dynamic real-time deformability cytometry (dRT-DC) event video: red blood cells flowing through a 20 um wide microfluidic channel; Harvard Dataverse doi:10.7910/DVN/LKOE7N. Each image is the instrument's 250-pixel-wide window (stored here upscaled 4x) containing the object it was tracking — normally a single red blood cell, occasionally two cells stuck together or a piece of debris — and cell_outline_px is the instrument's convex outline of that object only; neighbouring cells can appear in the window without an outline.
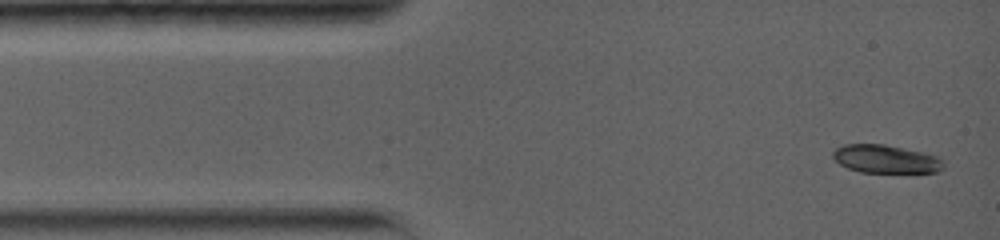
{"species": "common noctule bat (a hibernating species)", "species_latin": "Nyctalus noctula", "temperature_condition": "warm", "stored_images_in_passage": 17, "camera_frame_rate_fps": 5000, "um_per_image_px": 0.085, "animal": {"sex": "female", "body_mass_g": 19.0, "forearm_length_mm": 56.7}, "frame": {"image": 1, "passage_image": 1, "time_ms": 0.0, "image_size_px": [1000, 240], "cell_outline_px": [[944, 168], [936, 172], [860, 172], [848, 168], [840, 164], [832, 156], [832, 152], [836, 148], [844, 144], [884, 144], [924, 152], [936, 156], [944, 160]], "centroid_in_image_um": [75.3, 13.51], "position_along_channel_um": 9.7, "area_um2": 18.21}}
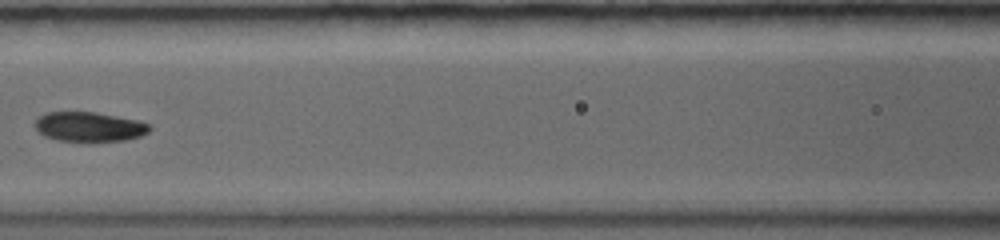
{"frame": {"image": 2, "passage_image": 8, "time_ms": 5.6, "image_size_px": [1000, 240], "cell_outline_px": [[152, 128], [148, 132], [140, 136], [124, 140], [56, 140], [44, 136], [36, 132], [32, 124], [40, 116], [48, 112], [96, 112], [140, 120], [152, 124]], "centroid_in_image_um": [7.58, 10.75], "position_along_channel_um": 159.0, "area_um2": 19.83}}
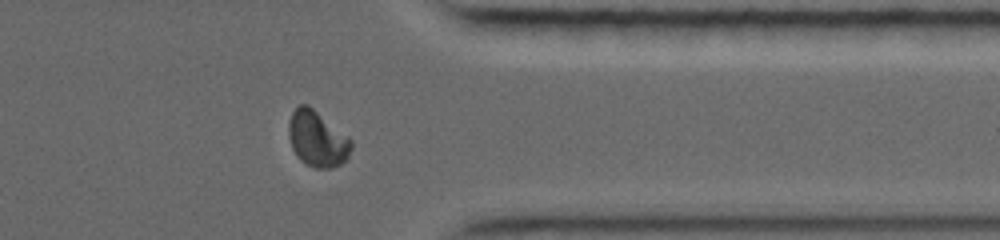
{"frame": {"image": 3, "passage_image": 15, "time_ms": 11.6, "image_size_px": [1000, 240], "cell_outline_px": [[352, 148], [348, 156], [340, 164], [332, 168], [316, 168], [300, 160], [296, 156], [292, 148], [288, 136], [288, 124], [292, 112], [300, 104], [308, 104], [348, 136], [352, 140]], "centroid_in_image_um": [26.95, 11.8], "position_along_channel_um": 384.4, "area_um2": 20.35}, "authors_computed_cell_mechanics": {"area_um2": 19.9988, "velocity_mm_per_s": 3.833, "shape_relaxation_time_tau1_ms": 7.7978, "shape_relaxation_time_tau2_ms": 1.6188, "deformation_change_tau1": 0.2714, "deformation_change_tau2": 0.0473}}